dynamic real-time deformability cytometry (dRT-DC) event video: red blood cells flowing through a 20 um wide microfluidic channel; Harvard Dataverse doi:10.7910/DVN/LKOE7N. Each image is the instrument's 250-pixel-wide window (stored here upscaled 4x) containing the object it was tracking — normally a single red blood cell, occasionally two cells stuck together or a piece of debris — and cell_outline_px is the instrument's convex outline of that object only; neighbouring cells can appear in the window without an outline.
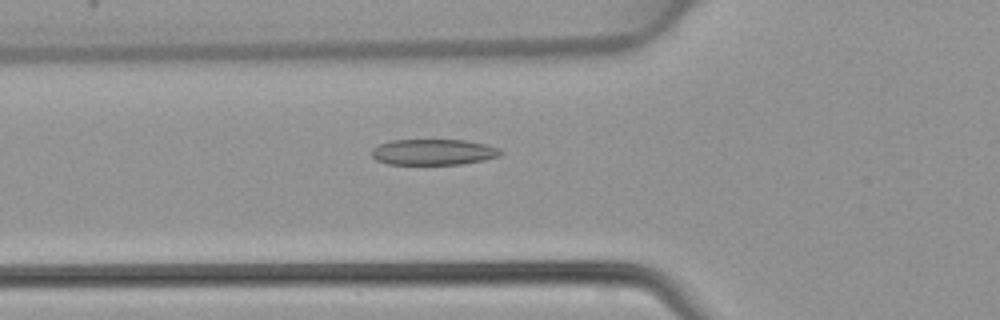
{"species": "common noctule bat (a hibernating species)", "species_latin": "Nyctalus noctula", "temperature_condition": "warm", "stored_images_in_passage": 47, "camera_frame_rate_fps": 3000, "um_per_image_px": 0.085, "animal": {"sex": "female", "body_mass_g": 22.7, "forearm_length_mm": 54.2}, "frame": {"image": 1, "passage_image": 17, "time_ms": 5.333, "image_size_px": [1000, 320], "cell_outline_px": [[504, 152], [500, 156], [484, 160], [460, 164], [388, 164], [376, 160], [372, 156], [372, 148], [380, 144], [392, 140], [464, 140], [488, 144], [500, 148]], "centroid_in_image_um": [36.88, 12.92], "position_along_channel_um": 88.9, "area_um2": 19.54}}
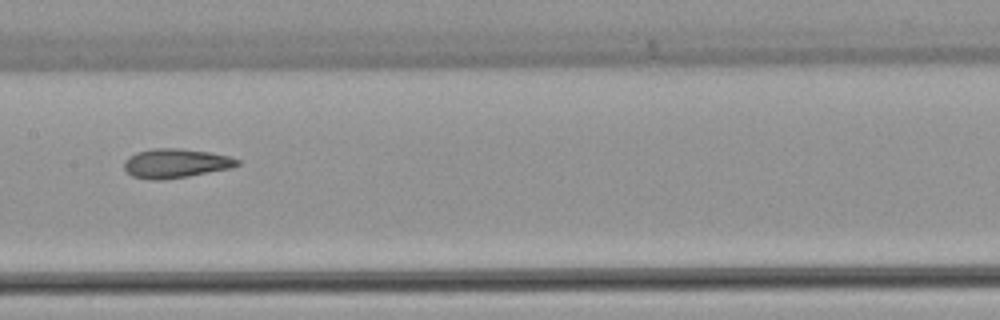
{"frame": {"image": 2, "passage_image": 24, "time_ms": 7.667, "image_size_px": [1000, 320], "cell_outline_px": [[240, 164], [232, 168], [188, 176], [160, 180], [148, 180], [132, 176], [124, 168], [124, 160], [128, 156], [136, 152], [152, 148], [176, 148], [212, 152], [228, 156], [240, 160]], "centroid_in_image_um": [14.92, 13.88], "position_along_channel_um": 192.5, "area_um2": 19.42}}
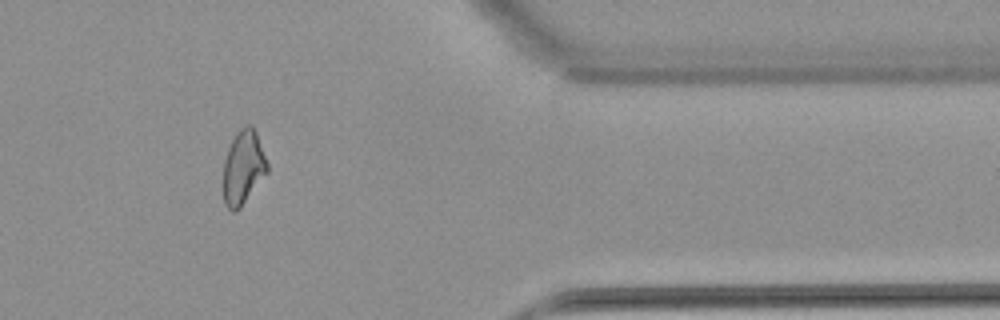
{"frame": {"image": 3, "passage_image": 39, "time_ms": 12.667, "image_size_px": [1000, 320], "cell_outline_px": [[268, 172], [240, 208], [236, 212], [232, 212], [224, 204], [224, 160], [228, 148], [236, 132], [240, 128], [248, 124], [252, 124], [256, 132], [268, 164]], "centroid_in_image_um": [20.68, 14.23], "position_along_channel_um": 390.7, "area_um2": 18.96}}